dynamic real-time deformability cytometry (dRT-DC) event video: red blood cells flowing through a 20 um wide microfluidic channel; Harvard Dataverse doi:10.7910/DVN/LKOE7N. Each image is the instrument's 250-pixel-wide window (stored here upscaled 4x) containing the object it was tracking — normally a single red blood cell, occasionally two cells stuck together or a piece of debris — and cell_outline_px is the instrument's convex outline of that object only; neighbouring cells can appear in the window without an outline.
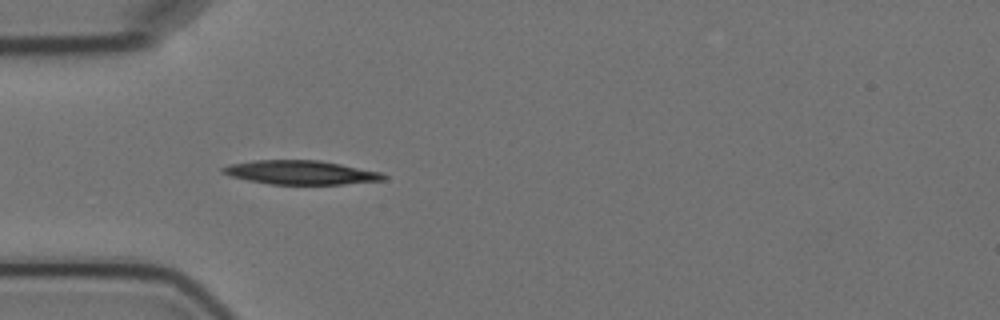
{"species": "Egyptian fruit bat (a non-hibernating species)", "species_latin": "Rousettus aegyptiacus", "temperature_condition": "cold", "stored_images_in_passage": 4, "camera_frame_rate_fps": 3000, "um_per_image_px": 0.085, "animal": {"sex": "female"}, "frame": {"image": 1, "passage_image": 4, "time_ms": 3.667, "image_size_px": [1000, 320], "cell_outline_px": [[388, 176], [384, 180], [344, 184], [268, 184], [248, 180], [232, 176], [220, 172], [220, 168], [228, 164], [252, 160], [320, 160], [384, 172]], "centroid_in_image_um": [25.58, 14.65], "position_along_channel_um": 59.4, "area_um2": 22.66}}